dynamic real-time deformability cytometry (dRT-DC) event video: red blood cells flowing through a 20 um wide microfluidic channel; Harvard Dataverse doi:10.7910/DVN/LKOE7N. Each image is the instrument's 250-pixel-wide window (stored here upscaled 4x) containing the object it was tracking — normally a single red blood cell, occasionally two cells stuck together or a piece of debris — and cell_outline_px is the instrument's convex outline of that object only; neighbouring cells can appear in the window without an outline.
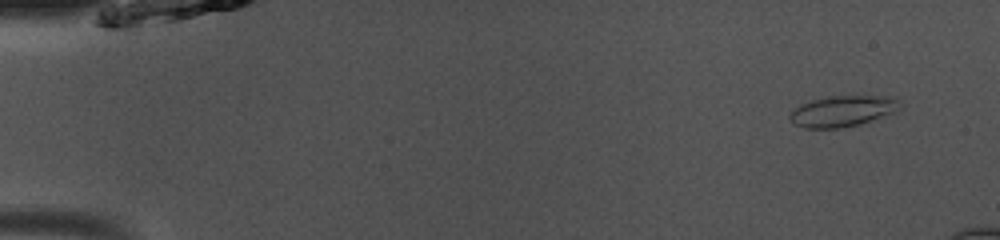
{"species": "common noctule bat (a hibernating species)", "species_latin": "Nyctalus noctula", "temperature_condition": "room temperature", "stored_images_in_passage": 45, "camera_frame_rate_fps": 3000, "um_per_image_px": 0.085, "animal": {"sex": "male", "body_mass_g": 13.0, "forearm_length_mm": 53.1}, "frame": {"image": 1, "passage_image": 4, "time_ms": 1.0, "image_size_px": [1000, 240], "cell_outline_px": [[904, 108], [860, 124], [836, 128], [804, 128], [796, 124], [788, 116], [800, 104], [812, 100], [828, 96], [892, 96], [900, 100]], "centroid_in_image_um": [71.68, 9.43], "position_along_channel_um": 13.3, "area_um2": 19.77}}
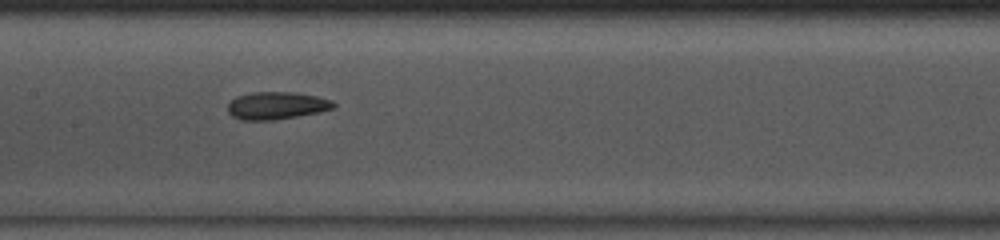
{"frame": {"image": 2, "passage_image": 25, "time_ms": 8.0, "image_size_px": [1000, 240], "cell_outline_px": [[336, 108], [320, 112], [272, 120], [240, 120], [232, 116], [228, 112], [228, 104], [236, 96], [252, 92], [292, 92], [316, 96], [332, 100], [336, 104]], "centroid_in_image_um": [23.52, 8.97], "position_along_channel_um": 183.9, "area_um2": 16.99}}
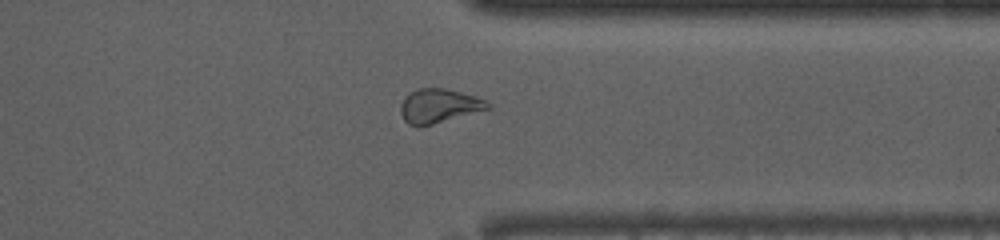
{"frame": {"image": 3, "passage_image": 39, "time_ms": 12.667, "image_size_px": [1000, 240], "cell_outline_px": [[492, 108], [420, 128], [416, 128], [408, 124], [404, 120], [400, 112], [400, 104], [404, 96], [420, 88], [444, 88], [476, 96], [492, 104]], "centroid_in_image_um": [37.29, 9.03], "position_along_channel_um": 374.1, "area_um2": 17.63}}